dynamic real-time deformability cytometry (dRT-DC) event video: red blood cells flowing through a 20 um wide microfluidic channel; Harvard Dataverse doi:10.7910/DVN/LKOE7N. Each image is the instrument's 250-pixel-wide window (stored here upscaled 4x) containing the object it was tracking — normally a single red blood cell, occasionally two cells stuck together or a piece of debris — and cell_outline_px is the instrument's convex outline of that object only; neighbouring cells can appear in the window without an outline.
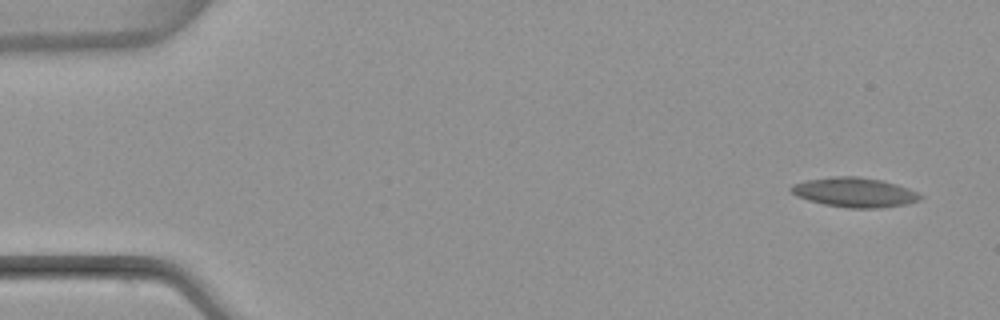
{"species": "common noctule bat (a hibernating species)", "species_latin": "Nyctalus noctula", "temperature_condition": "warm", "stored_images_in_passage": 6, "camera_frame_rate_fps": 3000, "um_per_image_px": 0.085, "animal": {"sex": "female", "body_mass_g": 22.7, "forearm_length_mm": 54.2}, "frame": {"image": 1, "passage_image": 1, "time_ms": 0.0, "image_size_px": [1000, 320], "cell_outline_px": [[924, 196], [920, 200], [904, 204], [876, 208], [848, 208], [824, 204], [808, 200], [796, 196], [788, 188], [792, 184], [808, 180], [832, 176], [856, 176], [880, 180], [896, 184], [908, 188]], "centroid_in_image_um": [72.61, 16.34], "position_along_channel_um": 12.4, "area_um2": 22.14}}
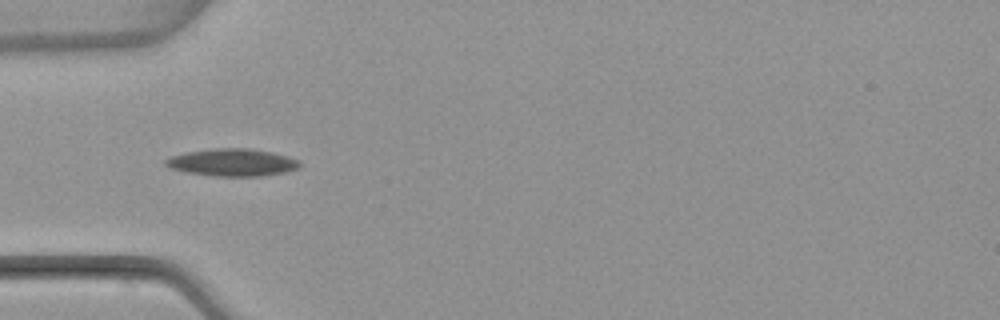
{"frame": {"image": 2, "passage_image": 5, "time_ms": 4.667, "image_size_px": [1000, 320], "cell_outline_px": [[300, 164], [296, 168], [284, 172], [260, 176], [212, 176], [184, 172], [168, 168], [164, 164], [164, 160], [168, 156], [184, 152], [212, 148], [248, 148], [272, 152], [288, 156], [300, 160]], "centroid_in_image_um": [19.66, 13.8], "position_along_channel_um": 65.3, "area_um2": 21.68}}
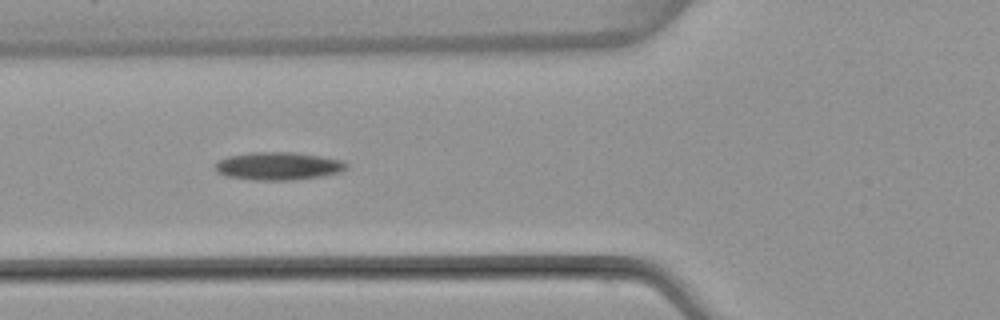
{"frame": {"image": 3, "passage_image": 6, "time_ms": 5.667, "image_size_px": [1000, 320], "cell_outline_px": [[348, 168], [340, 172], [320, 176], [292, 180], [256, 180], [228, 176], [216, 172], [216, 164], [220, 160], [228, 156], [252, 152], [296, 152], [320, 156], [340, 160], [348, 164]], "centroid_in_image_um": [23.67, 14.11], "position_along_channel_um": 102.1, "area_um2": 21.15}}